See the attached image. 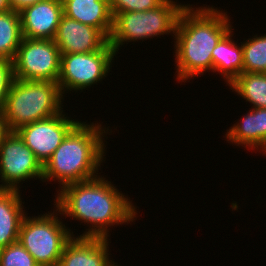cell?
<instances>
[{
    "mask_svg": "<svg viewBox=\"0 0 266 266\" xmlns=\"http://www.w3.org/2000/svg\"><path fill=\"white\" fill-rule=\"evenodd\" d=\"M105 179L97 176L70 183L57 192L54 204L57 213L90 224V229L80 237L108 238V226L128 224L135 220L137 212L132 201Z\"/></svg>",
    "mask_w": 266,
    "mask_h": 266,
    "instance_id": "cell-1",
    "label": "cell"
},
{
    "mask_svg": "<svg viewBox=\"0 0 266 266\" xmlns=\"http://www.w3.org/2000/svg\"><path fill=\"white\" fill-rule=\"evenodd\" d=\"M230 29L229 17L222 10L209 6L195 10L186 5L174 34L176 79L184 82L207 70L213 71L212 51Z\"/></svg>",
    "mask_w": 266,
    "mask_h": 266,
    "instance_id": "cell-2",
    "label": "cell"
},
{
    "mask_svg": "<svg viewBox=\"0 0 266 266\" xmlns=\"http://www.w3.org/2000/svg\"><path fill=\"white\" fill-rule=\"evenodd\" d=\"M102 128L98 123L88 125L80 121L43 165L42 181L57 180L61 188L96 178L99 166L105 161L103 137L109 130Z\"/></svg>",
    "mask_w": 266,
    "mask_h": 266,
    "instance_id": "cell-3",
    "label": "cell"
},
{
    "mask_svg": "<svg viewBox=\"0 0 266 266\" xmlns=\"http://www.w3.org/2000/svg\"><path fill=\"white\" fill-rule=\"evenodd\" d=\"M56 82L15 79L6 97L4 118L9 131L63 112Z\"/></svg>",
    "mask_w": 266,
    "mask_h": 266,
    "instance_id": "cell-4",
    "label": "cell"
},
{
    "mask_svg": "<svg viewBox=\"0 0 266 266\" xmlns=\"http://www.w3.org/2000/svg\"><path fill=\"white\" fill-rule=\"evenodd\" d=\"M165 0L157 8L139 12H121L113 17L109 44L118 52L125 42L154 38L158 35L176 33L177 23L186 5Z\"/></svg>",
    "mask_w": 266,
    "mask_h": 266,
    "instance_id": "cell-5",
    "label": "cell"
},
{
    "mask_svg": "<svg viewBox=\"0 0 266 266\" xmlns=\"http://www.w3.org/2000/svg\"><path fill=\"white\" fill-rule=\"evenodd\" d=\"M54 213L34 218L25 214L20 225L18 241L39 266H58L65 245L74 236Z\"/></svg>",
    "mask_w": 266,
    "mask_h": 266,
    "instance_id": "cell-6",
    "label": "cell"
},
{
    "mask_svg": "<svg viewBox=\"0 0 266 266\" xmlns=\"http://www.w3.org/2000/svg\"><path fill=\"white\" fill-rule=\"evenodd\" d=\"M115 50L109 42L99 51L61 54L60 74L57 80L60 91H78L99 83L110 67Z\"/></svg>",
    "mask_w": 266,
    "mask_h": 266,
    "instance_id": "cell-7",
    "label": "cell"
},
{
    "mask_svg": "<svg viewBox=\"0 0 266 266\" xmlns=\"http://www.w3.org/2000/svg\"><path fill=\"white\" fill-rule=\"evenodd\" d=\"M61 52L54 40L23 37L13 60L15 79L56 82Z\"/></svg>",
    "mask_w": 266,
    "mask_h": 266,
    "instance_id": "cell-8",
    "label": "cell"
},
{
    "mask_svg": "<svg viewBox=\"0 0 266 266\" xmlns=\"http://www.w3.org/2000/svg\"><path fill=\"white\" fill-rule=\"evenodd\" d=\"M43 180V165L15 131L0 143V189H16L31 178Z\"/></svg>",
    "mask_w": 266,
    "mask_h": 266,
    "instance_id": "cell-9",
    "label": "cell"
},
{
    "mask_svg": "<svg viewBox=\"0 0 266 266\" xmlns=\"http://www.w3.org/2000/svg\"><path fill=\"white\" fill-rule=\"evenodd\" d=\"M65 116L66 114L61 112L58 115L22 125L15 130L42 165L80 122Z\"/></svg>",
    "mask_w": 266,
    "mask_h": 266,
    "instance_id": "cell-10",
    "label": "cell"
},
{
    "mask_svg": "<svg viewBox=\"0 0 266 266\" xmlns=\"http://www.w3.org/2000/svg\"><path fill=\"white\" fill-rule=\"evenodd\" d=\"M61 54L101 50L109 39L97 28L63 15L53 39Z\"/></svg>",
    "mask_w": 266,
    "mask_h": 266,
    "instance_id": "cell-11",
    "label": "cell"
},
{
    "mask_svg": "<svg viewBox=\"0 0 266 266\" xmlns=\"http://www.w3.org/2000/svg\"><path fill=\"white\" fill-rule=\"evenodd\" d=\"M23 37L53 40L64 15L62 0H42L19 12Z\"/></svg>",
    "mask_w": 266,
    "mask_h": 266,
    "instance_id": "cell-12",
    "label": "cell"
},
{
    "mask_svg": "<svg viewBox=\"0 0 266 266\" xmlns=\"http://www.w3.org/2000/svg\"><path fill=\"white\" fill-rule=\"evenodd\" d=\"M108 238L73 236L65 245L58 266H111Z\"/></svg>",
    "mask_w": 266,
    "mask_h": 266,
    "instance_id": "cell-13",
    "label": "cell"
},
{
    "mask_svg": "<svg viewBox=\"0 0 266 266\" xmlns=\"http://www.w3.org/2000/svg\"><path fill=\"white\" fill-rule=\"evenodd\" d=\"M63 13L99 29L108 39L113 28V16L109 0H62Z\"/></svg>",
    "mask_w": 266,
    "mask_h": 266,
    "instance_id": "cell-14",
    "label": "cell"
},
{
    "mask_svg": "<svg viewBox=\"0 0 266 266\" xmlns=\"http://www.w3.org/2000/svg\"><path fill=\"white\" fill-rule=\"evenodd\" d=\"M249 113L230 127L226 139L246 148L259 149L266 154V108H252Z\"/></svg>",
    "mask_w": 266,
    "mask_h": 266,
    "instance_id": "cell-15",
    "label": "cell"
},
{
    "mask_svg": "<svg viewBox=\"0 0 266 266\" xmlns=\"http://www.w3.org/2000/svg\"><path fill=\"white\" fill-rule=\"evenodd\" d=\"M23 207L19 189H0V249L18 241Z\"/></svg>",
    "mask_w": 266,
    "mask_h": 266,
    "instance_id": "cell-16",
    "label": "cell"
},
{
    "mask_svg": "<svg viewBox=\"0 0 266 266\" xmlns=\"http://www.w3.org/2000/svg\"><path fill=\"white\" fill-rule=\"evenodd\" d=\"M232 32L230 29L212 51L213 72L222 74L228 85L243 73L242 42L240 46L234 43Z\"/></svg>",
    "mask_w": 266,
    "mask_h": 266,
    "instance_id": "cell-17",
    "label": "cell"
},
{
    "mask_svg": "<svg viewBox=\"0 0 266 266\" xmlns=\"http://www.w3.org/2000/svg\"><path fill=\"white\" fill-rule=\"evenodd\" d=\"M22 39L19 13L11 9L0 12V58L13 61Z\"/></svg>",
    "mask_w": 266,
    "mask_h": 266,
    "instance_id": "cell-18",
    "label": "cell"
},
{
    "mask_svg": "<svg viewBox=\"0 0 266 266\" xmlns=\"http://www.w3.org/2000/svg\"><path fill=\"white\" fill-rule=\"evenodd\" d=\"M229 86L253 104L252 108H266V73L243 72Z\"/></svg>",
    "mask_w": 266,
    "mask_h": 266,
    "instance_id": "cell-19",
    "label": "cell"
},
{
    "mask_svg": "<svg viewBox=\"0 0 266 266\" xmlns=\"http://www.w3.org/2000/svg\"><path fill=\"white\" fill-rule=\"evenodd\" d=\"M253 37L242 43L243 72L266 73V35Z\"/></svg>",
    "mask_w": 266,
    "mask_h": 266,
    "instance_id": "cell-20",
    "label": "cell"
},
{
    "mask_svg": "<svg viewBox=\"0 0 266 266\" xmlns=\"http://www.w3.org/2000/svg\"><path fill=\"white\" fill-rule=\"evenodd\" d=\"M0 266H39L33 256L19 243L0 249Z\"/></svg>",
    "mask_w": 266,
    "mask_h": 266,
    "instance_id": "cell-21",
    "label": "cell"
},
{
    "mask_svg": "<svg viewBox=\"0 0 266 266\" xmlns=\"http://www.w3.org/2000/svg\"><path fill=\"white\" fill-rule=\"evenodd\" d=\"M164 1L165 0H109L113 17L121 12H139L157 8Z\"/></svg>",
    "mask_w": 266,
    "mask_h": 266,
    "instance_id": "cell-22",
    "label": "cell"
},
{
    "mask_svg": "<svg viewBox=\"0 0 266 266\" xmlns=\"http://www.w3.org/2000/svg\"><path fill=\"white\" fill-rule=\"evenodd\" d=\"M15 81L13 61L0 58V111L4 110L6 97Z\"/></svg>",
    "mask_w": 266,
    "mask_h": 266,
    "instance_id": "cell-23",
    "label": "cell"
},
{
    "mask_svg": "<svg viewBox=\"0 0 266 266\" xmlns=\"http://www.w3.org/2000/svg\"><path fill=\"white\" fill-rule=\"evenodd\" d=\"M42 0H8L9 7L15 12H21L23 9L32 6Z\"/></svg>",
    "mask_w": 266,
    "mask_h": 266,
    "instance_id": "cell-24",
    "label": "cell"
},
{
    "mask_svg": "<svg viewBox=\"0 0 266 266\" xmlns=\"http://www.w3.org/2000/svg\"><path fill=\"white\" fill-rule=\"evenodd\" d=\"M5 118L4 112L0 111V143L2 142L3 138L9 133Z\"/></svg>",
    "mask_w": 266,
    "mask_h": 266,
    "instance_id": "cell-25",
    "label": "cell"
},
{
    "mask_svg": "<svg viewBox=\"0 0 266 266\" xmlns=\"http://www.w3.org/2000/svg\"><path fill=\"white\" fill-rule=\"evenodd\" d=\"M9 3L8 0H0V12L9 10Z\"/></svg>",
    "mask_w": 266,
    "mask_h": 266,
    "instance_id": "cell-26",
    "label": "cell"
}]
</instances>
